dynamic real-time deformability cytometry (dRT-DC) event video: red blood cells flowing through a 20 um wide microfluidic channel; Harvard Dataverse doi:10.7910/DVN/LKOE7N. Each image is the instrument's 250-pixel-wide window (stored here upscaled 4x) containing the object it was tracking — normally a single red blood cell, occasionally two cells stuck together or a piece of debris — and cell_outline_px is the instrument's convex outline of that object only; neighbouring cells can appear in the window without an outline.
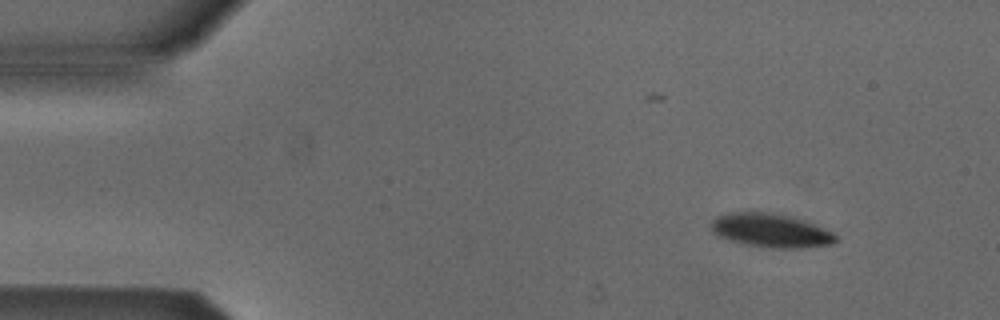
{"species": "Egyptian fruit bat (a non-hibernating species)", "species_latin": "Rousettus aegyptiacus", "temperature_condition": "cold", "stored_images_in_passage": 5, "segment_of_instrument_passage": [2, 2], "camera_frame_rate_fps": 3000, "um_per_image_px": 0.085, "animal": {"sex": "male"}, "frame": {"image": 1, "passage_image": 5, "time_ms": 5.667, "image_size_px": [1000, 320], "cell_outline_px": [[836, 240], [832, 244], [804, 248], [764, 248], [728, 240], [712, 232], [712, 220], [716, 216], [728, 212], [768, 212], [792, 216], [804, 220], [832, 232], [836, 236]], "centroid_in_image_um": [65.5, 19.59], "position_along_channel_um": 19.5, "area_um2": 24.57}}